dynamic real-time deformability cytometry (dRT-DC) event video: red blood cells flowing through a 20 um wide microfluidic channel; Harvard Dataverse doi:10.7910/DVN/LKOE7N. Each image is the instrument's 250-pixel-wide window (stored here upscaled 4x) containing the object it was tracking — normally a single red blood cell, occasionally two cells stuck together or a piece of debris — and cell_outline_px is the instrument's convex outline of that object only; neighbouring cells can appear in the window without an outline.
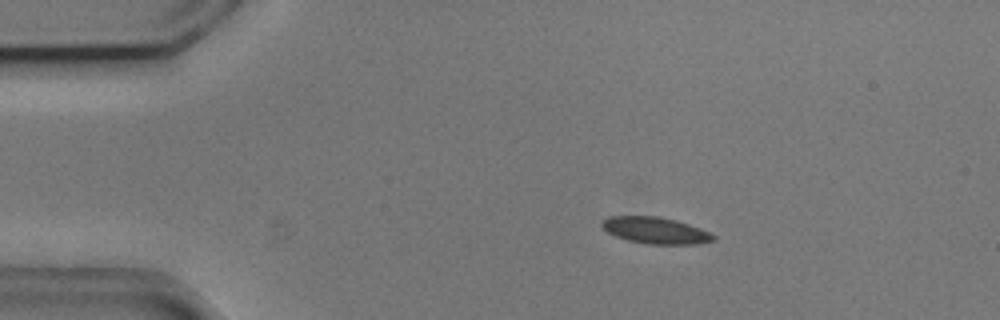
{"species": "common noctule bat (a hibernating species)", "species_latin": "Nyctalus noctula", "temperature_condition": "cold", "stored_images_in_passage": 53, "camera_frame_rate_fps": 3000, "um_per_image_px": 0.085, "animal": {"sex": "male", "body_mass_g": 20.5, "forearm_length_mm": 52.5}, "frame": {"image": 1, "passage_image": 10, "time_ms": 3.0, "image_size_px": [1000, 320], "cell_outline_px": [[716, 240], [696, 244], [648, 244], [628, 240], [616, 236], [608, 232], [600, 224], [600, 220], [608, 216], [660, 216], [676, 220], [700, 228], [716, 236]], "centroid_in_image_um": [55.7, 19.57], "position_along_channel_um": 29.3, "area_um2": 17.28}}
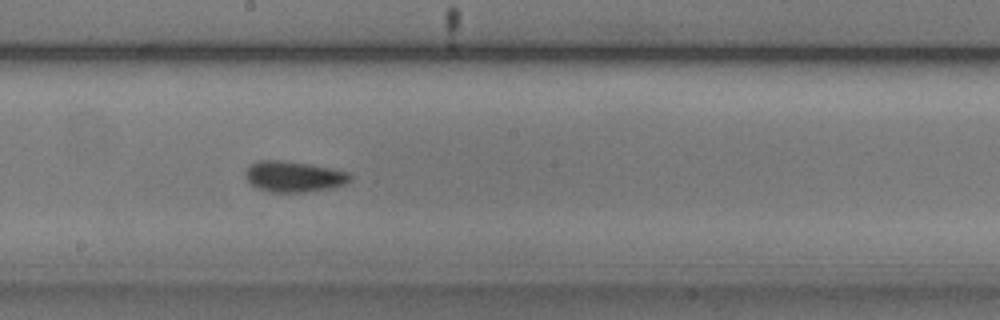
{"frame": {"image": 2, "passage_image": 30, "time_ms": 9.667, "image_size_px": [1000, 320], "cell_outline_px": [[352, 180], [344, 184], [332, 188], [304, 192], [272, 192], [256, 188], [248, 180], [248, 168], [256, 160], [280, 160], [312, 164], [332, 168], [348, 172], [352, 176]], "centroid_in_image_um": [25.04, 15.0], "position_along_channel_um": 223.2, "area_um2": 18.73}}
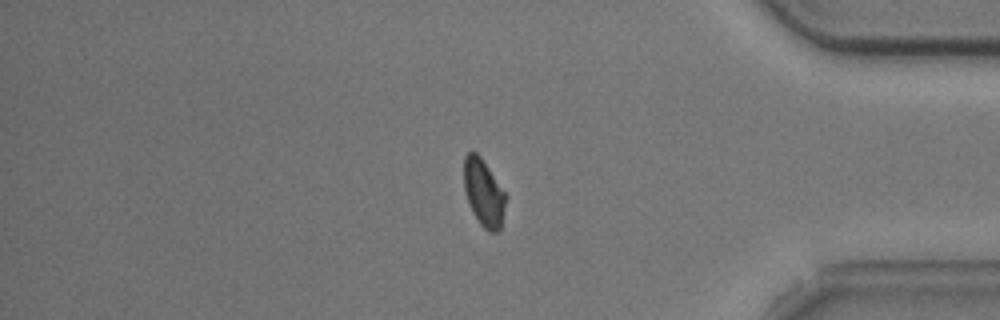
{"frame": {"image": 3, "passage_image": 46, "time_ms": 15.0, "image_size_px": [1000, 320], "cell_outline_px": [[508, 196], [500, 228], [496, 232], [488, 232], [480, 224], [472, 212], [464, 188], [464, 156], [468, 152], [476, 152], [480, 156]], "centroid_in_image_um": [41.13, 16.4], "position_along_channel_um": 394.1, "area_um2": 16.36}}